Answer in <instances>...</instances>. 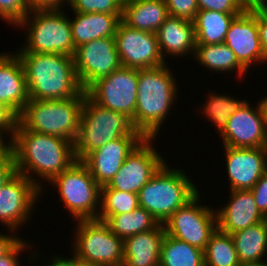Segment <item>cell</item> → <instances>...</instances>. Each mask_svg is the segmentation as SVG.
<instances>
[{
    "label": "cell",
    "instance_id": "cb8c5ba5",
    "mask_svg": "<svg viewBox=\"0 0 267 266\" xmlns=\"http://www.w3.org/2000/svg\"><path fill=\"white\" fill-rule=\"evenodd\" d=\"M169 17L164 0H124L121 21L128 27L156 33Z\"/></svg>",
    "mask_w": 267,
    "mask_h": 266
},
{
    "label": "cell",
    "instance_id": "8d00e7d4",
    "mask_svg": "<svg viewBox=\"0 0 267 266\" xmlns=\"http://www.w3.org/2000/svg\"><path fill=\"white\" fill-rule=\"evenodd\" d=\"M199 10H213L223 13H242L244 0H197Z\"/></svg>",
    "mask_w": 267,
    "mask_h": 266
},
{
    "label": "cell",
    "instance_id": "ac0fdd59",
    "mask_svg": "<svg viewBox=\"0 0 267 266\" xmlns=\"http://www.w3.org/2000/svg\"><path fill=\"white\" fill-rule=\"evenodd\" d=\"M224 150L230 190H251L267 171V147Z\"/></svg>",
    "mask_w": 267,
    "mask_h": 266
},
{
    "label": "cell",
    "instance_id": "4316f807",
    "mask_svg": "<svg viewBox=\"0 0 267 266\" xmlns=\"http://www.w3.org/2000/svg\"><path fill=\"white\" fill-rule=\"evenodd\" d=\"M240 13L199 10L193 20L196 44H222L233 19Z\"/></svg>",
    "mask_w": 267,
    "mask_h": 266
},
{
    "label": "cell",
    "instance_id": "2e32d148",
    "mask_svg": "<svg viewBox=\"0 0 267 266\" xmlns=\"http://www.w3.org/2000/svg\"><path fill=\"white\" fill-rule=\"evenodd\" d=\"M41 189L26 176L17 173L9 182L0 188V223L13 233L25 225L34 212ZM36 201V202H35Z\"/></svg>",
    "mask_w": 267,
    "mask_h": 266
},
{
    "label": "cell",
    "instance_id": "e0dca14e",
    "mask_svg": "<svg viewBox=\"0 0 267 266\" xmlns=\"http://www.w3.org/2000/svg\"><path fill=\"white\" fill-rule=\"evenodd\" d=\"M224 44L234 52L238 61L247 70L254 63L264 64V53L258 32L257 8L245 9L233 19Z\"/></svg>",
    "mask_w": 267,
    "mask_h": 266
},
{
    "label": "cell",
    "instance_id": "4fadbf2b",
    "mask_svg": "<svg viewBox=\"0 0 267 266\" xmlns=\"http://www.w3.org/2000/svg\"><path fill=\"white\" fill-rule=\"evenodd\" d=\"M155 138H144L127 156L121 169L112 177L107 187L137 194L166 162L153 147Z\"/></svg>",
    "mask_w": 267,
    "mask_h": 266
},
{
    "label": "cell",
    "instance_id": "ba28073f",
    "mask_svg": "<svg viewBox=\"0 0 267 266\" xmlns=\"http://www.w3.org/2000/svg\"><path fill=\"white\" fill-rule=\"evenodd\" d=\"M49 184L58 188L60 199L75 220L97 219L101 186L82 161L74 162L55 176Z\"/></svg>",
    "mask_w": 267,
    "mask_h": 266
},
{
    "label": "cell",
    "instance_id": "c3c4849f",
    "mask_svg": "<svg viewBox=\"0 0 267 266\" xmlns=\"http://www.w3.org/2000/svg\"><path fill=\"white\" fill-rule=\"evenodd\" d=\"M257 9L265 16L267 17V0L262 2Z\"/></svg>",
    "mask_w": 267,
    "mask_h": 266
},
{
    "label": "cell",
    "instance_id": "9a60e30c",
    "mask_svg": "<svg viewBox=\"0 0 267 266\" xmlns=\"http://www.w3.org/2000/svg\"><path fill=\"white\" fill-rule=\"evenodd\" d=\"M220 136L227 147H267V119L262 101L259 100L256 107L246 101L230 116Z\"/></svg>",
    "mask_w": 267,
    "mask_h": 266
},
{
    "label": "cell",
    "instance_id": "bcb514c9",
    "mask_svg": "<svg viewBox=\"0 0 267 266\" xmlns=\"http://www.w3.org/2000/svg\"><path fill=\"white\" fill-rule=\"evenodd\" d=\"M0 138V161L10 152V144Z\"/></svg>",
    "mask_w": 267,
    "mask_h": 266
},
{
    "label": "cell",
    "instance_id": "60d3db41",
    "mask_svg": "<svg viewBox=\"0 0 267 266\" xmlns=\"http://www.w3.org/2000/svg\"><path fill=\"white\" fill-rule=\"evenodd\" d=\"M30 242H26L21 239L7 254L0 257V266H20L19 255L25 251L27 248H31Z\"/></svg>",
    "mask_w": 267,
    "mask_h": 266
},
{
    "label": "cell",
    "instance_id": "52a82bcc",
    "mask_svg": "<svg viewBox=\"0 0 267 266\" xmlns=\"http://www.w3.org/2000/svg\"><path fill=\"white\" fill-rule=\"evenodd\" d=\"M61 9L31 10L16 26L26 28L27 44L17 53H53L73 56L70 18ZM29 27V28H28Z\"/></svg>",
    "mask_w": 267,
    "mask_h": 266
},
{
    "label": "cell",
    "instance_id": "b9f144b4",
    "mask_svg": "<svg viewBox=\"0 0 267 266\" xmlns=\"http://www.w3.org/2000/svg\"><path fill=\"white\" fill-rule=\"evenodd\" d=\"M31 10L61 9L69 0H26ZM62 3V4H61ZM62 5V6H61Z\"/></svg>",
    "mask_w": 267,
    "mask_h": 266
},
{
    "label": "cell",
    "instance_id": "5bb4252c",
    "mask_svg": "<svg viewBox=\"0 0 267 266\" xmlns=\"http://www.w3.org/2000/svg\"><path fill=\"white\" fill-rule=\"evenodd\" d=\"M115 41L121 67L148 69L168 64L161 55L156 33L130 28L120 21Z\"/></svg>",
    "mask_w": 267,
    "mask_h": 266
},
{
    "label": "cell",
    "instance_id": "7dc6e473",
    "mask_svg": "<svg viewBox=\"0 0 267 266\" xmlns=\"http://www.w3.org/2000/svg\"><path fill=\"white\" fill-rule=\"evenodd\" d=\"M265 0H244L246 9H256Z\"/></svg>",
    "mask_w": 267,
    "mask_h": 266
},
{
    "label": "cell",
    "instance_id": "83f0119b",
    "mask_svg": "<svg viewBox=\"0 0 267 266\" xmlns=\"http://www.w3.org/2000/svg\"><path fill=\"white\" fill-rule=\"evenodd\" d=\"M194 57L201 66L210 71H238L237 76L243 77L248 70L238 61L234 52L224 43L196 44Z\"/></svg>",
    "mask_w": 267,
    "mask_h": 266
},
{
    "label": "cell",
    "instance_id": "7402d4cb",
    "mask_svg": "<svg viewBox=\"0 0 267 266\" xmlns=\"http://www.w3.org/2000/svg\"><path fill=\"white\" fill-rule=\"evenodd\" d=\"M163 224L153 230L137 233L123 240V266L159 265L161 245L165 237Z\"/></svg>",
    "mask_w": 267,
    "mask_h": 266
},
{
    "label": "cell",
    "instance_id": "816d5d0a",
    "mask_svg": "<svg viewBox=\"0 0 267 266\" xmlns=\"http://www.w3.org/2000/svg\"><path fill=\"white\" fill-rule=\"evenodd\" d=\"M263 221L267 224V211L263 215Z\"/></svg>",
    "mask_w": 267,
    "mask_h": 266
},
{
    "label": "cell",
    "instance_id": "9c48e42d",
    "mask_svg": "<svg viewBox=\"0 0 267 266\" xmlns=\"http://www.w3.org/2000/svg\"><path fill=\"white\" fill-rule=\"evenodd\" d=\"M73 254L86 266H123V239L98 219L77 220Z\"/></svg>",
    "mask_w": 267,
    "mask_h": 266
},
{
    "label": "cell",
    "instance_id": "7c38bea8",
    "mask_svg": "<svg viewBox=\"0 0 267 266\" xmlns=\"http://www.w3.org/2000/svg\"><path fill=\"white\" fill-rule=\"evenodd\" d=\"M73 59L77 78L84 91L121 67L115 37L95 39L78 46Z\"/></svg>",
    "mask_w": 267,
    "mask_h": 266
},
{
    "label": "cell",
    "instance_id": "603a6c76",
    "mask_svg": "<svg viewBox=\"0 0 267 266\" xmlns=\"http://www.w3.org/2000/svg\"><path fill=\"white\" fill-rule=\"evenodd\" d=\"M162 57L194 56L196 35L193 21L169 16L156 32ZM190 52V53H189Z\"/></svg>",
    "mask_w": 267,
    "mask_h": 266
},
{
    "label": "cell",
    "instance_id": "30bf717a",
    "mask_svg": "<svg viewBox=\"0 0 267 266\" xmlns=\"http://www.w3.org/2000/svg\"><path fill=\"white\" fill-rule=\"evenodd\" d=\"M199 199L200 193L177 209L163 225L167 235L204 251L217 230V217L214 208L200 205Z\"/></svg>",
    "mask_w": 267,
    "mask_h": 266
},
{
    "label": "cell",
    "instance_id": "44dd1931",
    "mask_svg": "<svg viewBox=\"0 0 267 266\" xmlns=\"http://www.w3.org/2000/svg\"><path fill=\"white\" fill-rule=\"evenodd\" d=\"M30 100L25 72L18 55L0 52V102L17 115Z\"/></svg>",
    "mask_w": 267,
    "mask_h": 266
},
{
    "label": "cell",
    "instance_id": "f6af8a7d",
    "mask_svg": "<svg viewBox=\"0 0 267 266\" xmlns=\"http://www.w3.org/2000/svg\"><path fill=\"white\" fill-rule=\"evenodd\" d=\"M49 263L44 266H86L85 264L80 262L74 255L71 258H61V256H56L55 258H53V261L51 260L49 261Z\"/></svg>",
    "mask_w": 267,
    "mask_h": 266
},
{
    "label": "cell",
    "instance_id": "4dcf8cb0",
    "mask_svg": "<svg viewBox=\"0 0 267 266\" xmlns=\"http://www.w3.org/2000/svg\"><path fill=\"white\" fill-rule=\"evenodd\" d=\"M233 239L217 229L204 250V266H241Z\"/></svg>",
    "mask_w": 267,
    "mask_h": 266
},
{
    "label": "cell",
    "instance_id": "d6986e66",
    "mask_svg": "<svg viewBox=\"0 0 267 266\" xmlns=\"http://www.w3.org/2000/svg\"><path fill=\"white\" fill-rule=\"evenodd\" d=\"M144 138V136H124L109 141L90 152L82 162L88 167L95 181L103 187L116 175L127 156Z\"/></svg>",
    "mask_w": 267,
    "mask_h": 266
},
{
    "label": "cell",
    "instance_id": "f35d334b",
    "mask_svg": "<svg viewBox=\"0 0 267 266\" xmlns=\"http://www.w3.org/2000/svg\"><path fill=\"white\" fill-rule=\"evenodd\" d=\"M258 209L264 215L267 211V171L260 177L251 189Z\"/></svg>",
    "mask_w": 267,
    "mask_h": 266
},
{
    "label": "cell",
    "instance_id": "d590c367",
    "mask_svg": "<svg viewBox=\"0 0 267 266\" xmlns=\"http://www.w3.org/2000/svg\"><path fill=\"white\" fill-rule=\"evenodd\" d=\"M169 16L193 21L199 11L197 0H164Z\"/></svg>",
    "mask_w": 267,
    "mask_h": 266
},
{
    "label": "cell",
    "instance_id": "d4e9b609",
    "mask_svg": "<svg viewBox=\"0 0 267 266\" xmlns=\"http://www.w3.org/2000/svg\"><path fill=\"white\" fill-rule=\"evenodd\" d=\"M70 19L74 47L104 37H115L117 25L121 21L115 14L99 12H73Z\"/></svg>",
    "mask_w": 267,
    "mask_h": 266
},
{
    "label": "cell",
    "instance_id": "7a4b0ae2",
    "mask_svg": "<svg viewBox=\"0 0 267 266\" xmlns=\"http://www.w3.org/2000/svg\"><path fill=\"white\" fill-rule=\"evenodd\" d=\"M25 72L29 98L63 100L84 90L77 78L73 56L53 53H17Z\"/></svg>",
    "mask_w": 267,
    "mask_h": 266
},
{
    "label": "cell",
    "instance_id": "681fc988",
    "mask_svg": "<svg viewBox=\"0 0 267 266\" xmlns=\"http://www.w3.org/2000/svg\"><path fill=\"white\" fill-rule=\"evenodd\" d=\"M241 266H267V261L265 260L264 262L260 263H247V264H242Z\"/></svg>",
    "mask_w": 267,
    "mask_h": 266
},
{
    "label": "cell",
    "instance_id": "8fae6325",
    "mask_svg": "<svg viewBox=\"0 0 267 266\" xmlns=\"http://www.w3.org/2000/svg\"><path fill=\"white\" fill-rule=\"evenodd\" d=\"M138 69L120 67L93 83L87 95L98 105L123 113L132 120L137 104Z\"/></svg>",
    "mask_w": 267,
    "mask_h": 266
},
{
    "label": "cell",
    "instance_id": "f907efd6",
    "mask_svg": "<svg viewBox=\"0 0 267 266\" xmlns=\"http://www.w3.org/2000/svg\"><path fill=\"white\" fill-rule=\"evenodd\" d=\"M263 105H264V108H265V111H266V119H267V96L264 97L263 99H261Z\"/></svg>",
    "mask_w": 267,
    "mask_h": 266
},
{
    "label": "cell",
    "instance_id": "6da1fadb",
    "mask_svg": "<svg viewBox=\"0 0 267 266\" xmlns=\"http://www.w3.org/2000/svg\"><path fill=\"white\" fill-rule=\"evenodd\" d=\"M17 173L33 181L43 192L41 182L32 176L48 180L67 170L74 162V143L53 135L36 133L17 124L10 144ZM33 174V175H32Z\"/></svg>",
    "mask_w": 267,
    "mask_h": 266
},
{
    "label": "cell",
    "instance_id": "ee69618b",
    "mask_svg": "<svg viewBox=\"0 0 267 266\" xmlns=\"http://www.w3.org/2000/svg\"><path fill=\"white\" fill-rule=\"evenodd\" d=\"M11 233V235L0 233V257L7 254L20 240V236H16ZM19 237V238H18Z\"/></svg>",
    "mask_w": 267,
    "mask_h": 266
},
{
    "label": "cell",
    "instance_id": "ab89813d",
    "mask_svg": "<svg viewBox=\"0 0 267 266\" xmlns=\"http://www.w3.org/2000/svg\"><path fill=\"white\" fill-rule=\"evenodd\" d=\"M17 174V167L11 152L0 161V188Z\"/></svg>",
    "mask_w": 267,
    "mask_h": 266
},
{
    "label": "cell",
    "instance_id": "7bdbcfd3",
    "mask_svg": "<svg viewBox=\"0 0 267 266\" xmlns=\"http://www.w3.org/2000/svg\"><path fill=\"white\" fill-rule=\"evenodd\" d=\"M257 24L259 37L264 53V63H267V17L257 9Z\"/></svg>",
    "mask_w": 267,
    "mask_h": 266
},
{
    "label": "cell",
    "instance_id": "277c9868",
    "mask_svg": "<svg viewBox=\"0 0 267 266\" xmlns=\"http://www.w3.org/2000/svg\"><path fill=\"white\" fill-rule=\"evenodd\" d=\"M87 92L63 100L30 99L18 115V124L36 133L58 136L75 143Z\"/></svg>",
    "mask_w": 267,
    "mask_h": 266
},
{
    "label": "cell",
    "instance_id": "5b68a950",
    "mask_svg": "<svg viewBox=\"0 0 267 266\" xmlns=\"http://www.w3.org/2000/svg\"><path fill=\"white\" fill-rule=\"evenodd\" d=\"M198 193L197 186L184 170L169 168L165 162L137 194L139 207L163 224Z\"/></svg>",
    "mask_w": 267,
    "mask_h": 266
},
{
    "label": "cell",
    "instance_id": "74e56055",
    "mask_svg": "<svg viewBox=\"0 0 267 266\" xmlns=\"http://www.w3.org/2000/svg\"><path fill=\"white\" fill-rule=\"evenodd\" d=\"M17 124L18 115L8 105L0 102V138L3 139L5 133L10 134L9 144H11Z\"/></svg>",
    "mask_w": 267,
    "mask_h": 266
},
{
    "label": "cell",
    "instance_id": "ffe728a7",
    "mask_svg": "<svg viewBox=\"0 0 267 266\" xmlns=\"http://www.w3.org/2000/svg\"><path fill=\"white\" fill-rule=\"evenodd\" d=\"M229 202L216 209L217 229L233 234L263 221L251 190H231Z\"/></svg>",
    "mask_w": 267,
    "mask_h": 266
},
{
    "label": "cell",
    "instance_id": "484cf974",
    "mask_svg": "<svg viewBox=\"0 0 267 266\" xmlns=\"http://www.w3.org/2000/svg\"><path fill=\"white\" fill-rule=\"evenodd\" d=\"M231 237L241 264L264 262L267 254V224L264 221L237 231Z\"/></svg>",
    "mask_w": 267,
    "mask_h": 266
},
{
    "label": "cell",
    "instance_id": "d6a6232c",
    "mask_svg": "<svg viewBox=\"0 0 267 266\" xmlns=\"http://www.w3.org/2000/svg\"><path fill=\"white\" fill-rule=\"evenodd\" d=\"M139 207L138 194L101 187L98 216H113L132 212Z\"/></svg>",
    "mask_w": 267,
    "mask_h": 266
},
{
    "label": "cell",
    "instance_id": "f1b7e54d",
    "mask_svg": "<svg viewBox=\"0 0 267 266\" xmlns=\"http://www.w3.org/2000/svg\"><path fill=\"white\" fill-rule=\"evenodd\" d=\"M104 221L111 232L123 240L137 233L153 230L159 222L144 208L138 207L132 212L113 216H98Z\"/></svg>",
    "mask_w": 267,
    "mask_h": 266
},
{
    "label": "cell",
    "instance_id": "3957f363",
    "mask_svg": "<svg viewBox=\"0 0 267 266\" xmlns=\"http://www.w3.org/2000/svg\"><path fill=\"white\" fill-rule=\"evenodd\" d=\"M167 66L138 69L134 127L145 138L157 137L168 112L174 106L173 102L177 100L178 83Z\"/></svg>",
    "mask_w": 267,
    "mask_h": 266
},
{
    "label": "cell",
    "instance_id": "f546056e",
    "mask_svg": "<svg viewBox=\"0 0 267 266\" xmlns=\"http://www.w3.org/2000/svg\"><path fill=\"white\" fill-rule=\"evenodd\" d=\"M160 266H204V251L165 234L161 245Z\"/></svg>",
    "mask_w": 267,
    "mask_h": 266
},
{
    "label": "cell",
    "instance_id": "1f68e13d",
    "mask_svg": "<svg viewBox=\"0 0 267 266\" xmlns=\"http://www.w3.org/2000/svg\"><path fill=\"white\" fill-rule=\"evenodd\" d=\"M205 104L202 108V114L206 115L208 121L214 124L219 134L224 130L231 115H233L247 100H238L228 94L220 95L208 94Z\"/></svg>",
    "mask_w": 267,
    "mask_h": 266
},
{
    "label": "cell",
    "instance_id": "8992f818",
    "mask_svg": "<svg viewBox=\"0 0 267 266\" xmlns=\"http://www.w3.org/2000/svg\"><path fill=\"white\" fill-rule=\"evenodd\" d=\"M124 136L143 135L135 129L132 120L125 114L104 108L87 95L74 143L76 160L82 161L93 150Z\"/></svg>",
    "mask_w": 267,
    "mask_h": 266
},
{
    "label": "cell",
    "instance_id": "e575fe53",
    "mask_svg": "<svg viewBox=\"0 0 267 266\" xmlns=\"http://www.w3.org/2000/svg\"><path fill=\"white\" fill-rule=\"evenodd\" d=\"M29 12L26 0H0V18L15 27Z\"/></svg>",
    "mask_w": 267,
    "mask_h": 266
},
{
    "label": "cell",
    "instance_id": "836d02e7",
    "mask_svg": "<svg viewBox=\"0 0 267 266\" xmlns=\"http://www.w3.org/2000/svg\"><path fill=\"white\" fill-rule=\"evenodd\" d=\"M124 0H69L73 12L91 13L99 12L106 14H115L122 19V9Z\"/></svg>",
    "mask_w": 267,
    "mask_h": 266
}]
</instances>
